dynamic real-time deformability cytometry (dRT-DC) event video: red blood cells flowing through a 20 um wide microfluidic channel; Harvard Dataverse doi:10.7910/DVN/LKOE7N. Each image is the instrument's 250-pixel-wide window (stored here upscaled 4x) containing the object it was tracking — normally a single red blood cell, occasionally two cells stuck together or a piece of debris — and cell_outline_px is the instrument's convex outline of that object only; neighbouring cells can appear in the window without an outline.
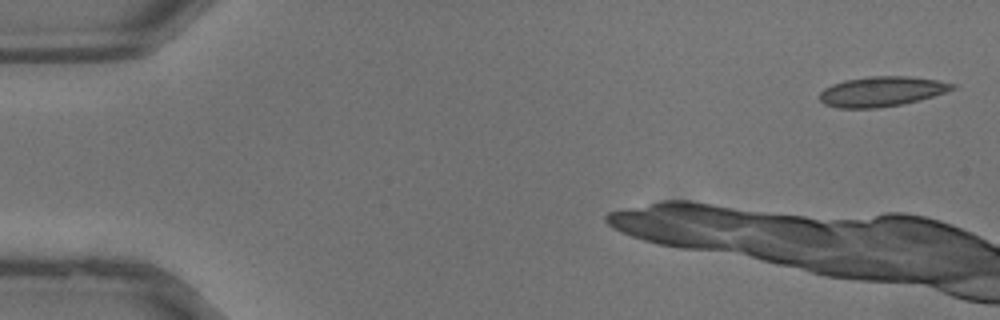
{"species": "common noctule bat (a hibernating species)", "species_latin": "Nyctalus noctula", "temperature_condition": "warm", "stored_images_in_passage": 6, "camera_frame_rate_fps": 3000, "um_per_image_px": 0.085, "animal": {"sex": "male", "body_mass_g": 13.3}, "frame": {"image": 1, "passage_image": 1, "time_ms": 0.0, "image_size_px": [1000, 320], "cell_outline_px": [[956, 88], [920, 100], [900, 104], [876, 108], [836, 108], [824, 104], [820, 100], [820, 92], [824, 88], [832, 84], [844, 80], [868, 76], [908, 76], [936, 80], [956, 84]], "centroid_in_image_um": [74.9, 7.77], "position_along_channel_um": 10.1, "area_um2": 23.12}}